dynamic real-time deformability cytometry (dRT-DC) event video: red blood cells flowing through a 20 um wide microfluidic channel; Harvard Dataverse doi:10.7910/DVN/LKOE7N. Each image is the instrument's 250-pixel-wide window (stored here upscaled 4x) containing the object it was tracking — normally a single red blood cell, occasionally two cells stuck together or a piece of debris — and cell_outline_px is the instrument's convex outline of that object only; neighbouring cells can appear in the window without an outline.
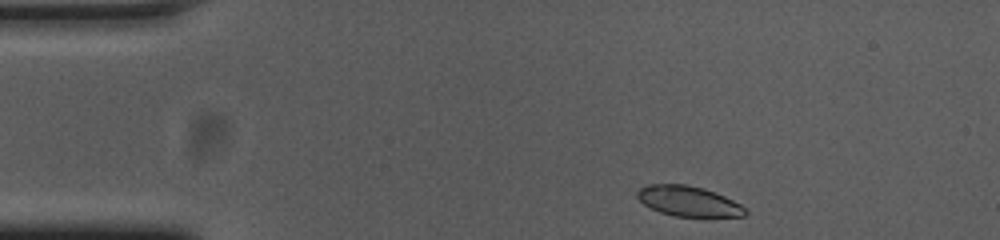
{"species": "common noctule bat (a hibernating species)", "species_latin": "Nyctalus noctula", "temperature_condition": "cold", "stored_images_in_passage": 47, "camera_frame_rate_fps": 3000, "um_per_image_px": 0.085, "animal": {"sex": "female", "body_mass_g": 23.0, "forearm_length_mm": 53.4}, "frame": {"image": 1, "passage_image": 1, "time_ms": 0.0, "image_size_px": [1000, 240], "cell_outline_px": [[748, 212], [744, 216], [704, 220], [676, 216], [660, 212], [644, 204], [636, 196], [636, 192], [640, 188], [648, 184], [688, 184], [704, 188], [724, 196], [740, 204]], "centroid_in_image_um": [58.58, 17.15], "position_along_channel_um": 26.4, "area_um2": 19.83}}
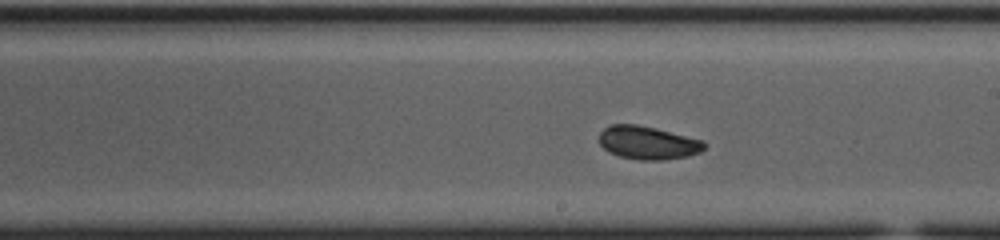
{"frame": {"image": 2, "passage_image": 23, "time_ms": 7.333, "image_size_px": [1000, 240], "cell_outline_px": [[704, 148], [700, 152], [688, 156], [664, 160], [640, 160], [620, 156], [608, 152], [600, 144], [600, 132], [608, 124], [636, 124], [656, 128], [704, 140]], "centroid_in_image_um": [55.06, 12.13], "position_along_channel_um": 233.9, "area_um2": 20.4}}
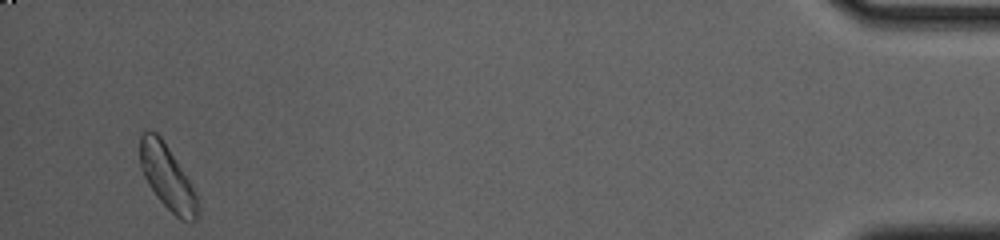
{"frame": {"image": 3, "passage_image": 45, "time_ms": 14.667, "image_size_px": [1000, 240], "cell_outline_px": [[200, 216], [196, 220], [180, 220], [156, 196], [148, 184], [144, 176], [140, 164], [140, 132], [156, 132], [160, 136], [196, 192], [200, 200]], "centroid_in_image_um": [14.25, 15.12], "position_along_channel_um": 421.0, "area_um2": 21.44}, "authors_computed_cell_mechanics": {"area_um2": 20.23, "velocity_mm_per_s": 3.6811, "shape_relaxation_time_tau1_ms": 4.5807, "shape_relaxation_time_tau2_ms": 2.3335, "deformation_change_tau1": 0.1072, "deformation_change_tau2": 0.066}}